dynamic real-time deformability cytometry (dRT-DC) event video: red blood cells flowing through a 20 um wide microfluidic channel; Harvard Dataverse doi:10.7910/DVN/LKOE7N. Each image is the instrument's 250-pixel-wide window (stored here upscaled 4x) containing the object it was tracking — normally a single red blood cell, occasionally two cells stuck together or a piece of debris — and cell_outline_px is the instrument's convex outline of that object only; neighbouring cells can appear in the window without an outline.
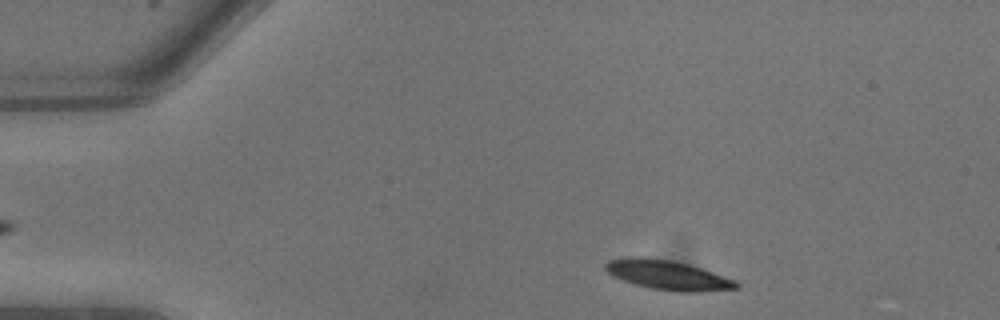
{"species": "common noctule bat (a hibernating species)", "species_latin": "Nyctalus noctula", "temperature_condition": "warm", "stored_images_in_passage": 4, "camera_frame_rate_fps": 3000, "um_per_image_px": 0.085, "animal": {"sex": "male", "body_mass_g": 13.3}, "frame": {"image": 1, "passage_image": 1, "time_ms": 0.0, "image_size_px": [1000, 320], "cell_outline_px": [[740, 288], [700, 292], [676, 292], [648, 288], [612, 276], [604, 268], [604, 264], [608, 260], [624, 256], [648, 256], [672, 260], [688, 264], [736, 280], [740, 284]], "centroid_in_image_um": [56.73, 23.37], "position_along_channel_um": 28.3, "area_um2": 22.89}}